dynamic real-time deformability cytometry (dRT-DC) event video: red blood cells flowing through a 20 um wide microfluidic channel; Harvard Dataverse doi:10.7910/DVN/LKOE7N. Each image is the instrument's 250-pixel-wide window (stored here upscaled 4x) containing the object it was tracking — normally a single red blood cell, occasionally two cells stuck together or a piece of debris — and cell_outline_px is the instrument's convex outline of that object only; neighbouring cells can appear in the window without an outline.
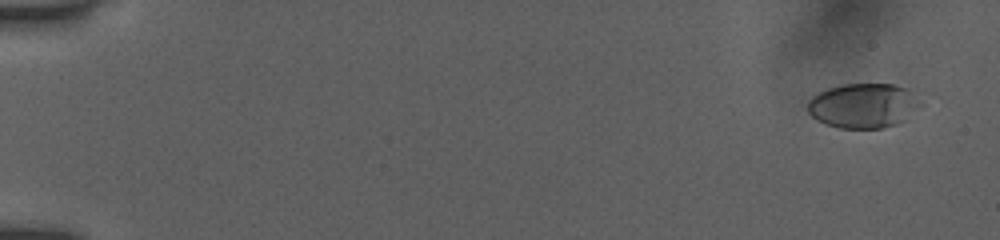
{"species": "human", "species_latin": "Homo sapiens", "temperature_condition": "room temperature", "stored_images_in_passage": 55, "camera_frame_rate_fps": 3000, "um_per_image_px": 0.085, "donor": {"sex": "female"}, "frame": {"image": 1, "passage_image": 4, "time_ms": 1.0, "image_size_px": [1000, 240], "cell_outline_px": [[920, 104], [904, 120], [896, 124], [884, 128], [840, 128], [824, 124], [812, 116], [808, 112], [808, 100], [812, 96], [828, 88], [840, 84], [892, 84], [908, 88]], "centroid_in_image_um": [73.33, 8.98], "position_along_channel_um": 11.7, "area_um2": 29.13}}
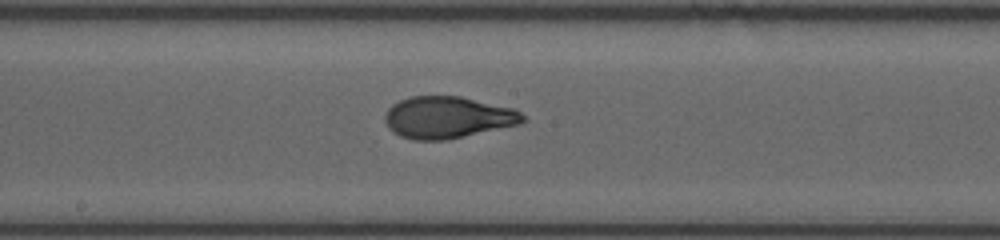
{"frame": {"image": 2, "passage_image": 32, "time_ms": 10.333, "image_size_px": [1000, 240], "cell_outline_px": [[528, 120], [520, 124], [448, 140], [412, 140], [400, 136], [388, 128], [384, 120], [384, 116], [388, 108], [392, 104], [400, 100], [412, 96], [460, 96], [512, 108], [520, 112]], "centroid_in_image_um": [38.04, 9.99], "position_along_channel_um": 210.2, "area_um2": 33.76}}
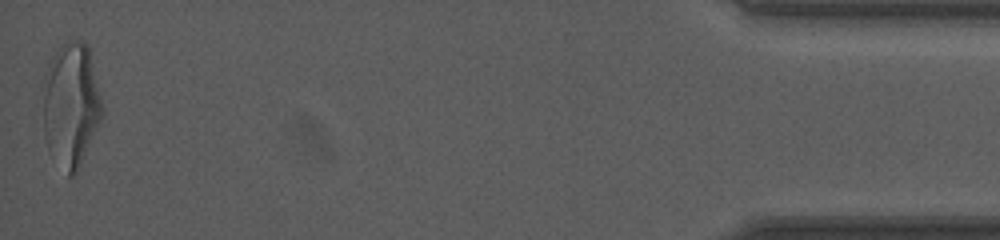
{"frame": {"image": 3, "passage_image": 55, "time_ms": 18.0, "image_size_px": [1000, 240], "cell_outline_px": [[104, 108], [100, 120], [80, 164], [76, 172], [72, 176], [68, 176], [44, 132], [44, 76], [52, 56], [68, 40], [84, 40], [88, 44]], "centroid_in_image_um": [6.08, 8.78], "position_along_channel_um": 429.1, "area_um2": 41.5}, "authors_computed_cell_mechanics": {"area_um2": 33.0616, "velocity_mm_per_s": 3.9263, "shape_relaxation_time_tau1_ms": 4.0936, "shape_relaxation_time_tau2_ms": 0.6644, "deformation_change_tau1": 0.1975, "deformation_change_tau2": 0.0647}}